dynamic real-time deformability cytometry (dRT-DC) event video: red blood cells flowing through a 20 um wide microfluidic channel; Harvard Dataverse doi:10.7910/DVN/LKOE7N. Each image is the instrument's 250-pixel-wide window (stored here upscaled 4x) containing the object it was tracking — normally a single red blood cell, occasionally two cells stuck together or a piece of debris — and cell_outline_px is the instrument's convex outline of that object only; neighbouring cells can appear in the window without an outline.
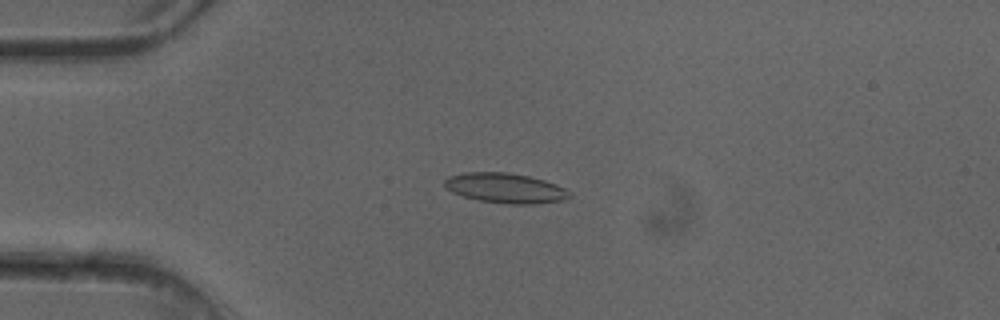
{"species": "common noctule bat (a hibernating species)", "species_latin": "Nyctalus noctula", "temperature_condition": "cold", "stored_images_in_passage": 5, "camera_frame_rate_fps": 3000, "um_per_image_px": 0.085, "animal": {"sex": "female"}, "frame": {"image": 1, "passage_image": 4, "time_ms": 1.0, "image_size_px": [1000, 320], "cell_outline_px": [[572, 196], [560, 200], [536, 204], [508, 204], [480, 200], [464, 196], [452, 192], [444, 184], [444, 180], [448, 176], [464, 172], [508, 172], [528, 176], [544, 180], [556, 184], [572, 192]], "centroid_in_image_um": [42.96, 15.98], "position_along_channel_um": 42.0, "area_um2": 21.73}}